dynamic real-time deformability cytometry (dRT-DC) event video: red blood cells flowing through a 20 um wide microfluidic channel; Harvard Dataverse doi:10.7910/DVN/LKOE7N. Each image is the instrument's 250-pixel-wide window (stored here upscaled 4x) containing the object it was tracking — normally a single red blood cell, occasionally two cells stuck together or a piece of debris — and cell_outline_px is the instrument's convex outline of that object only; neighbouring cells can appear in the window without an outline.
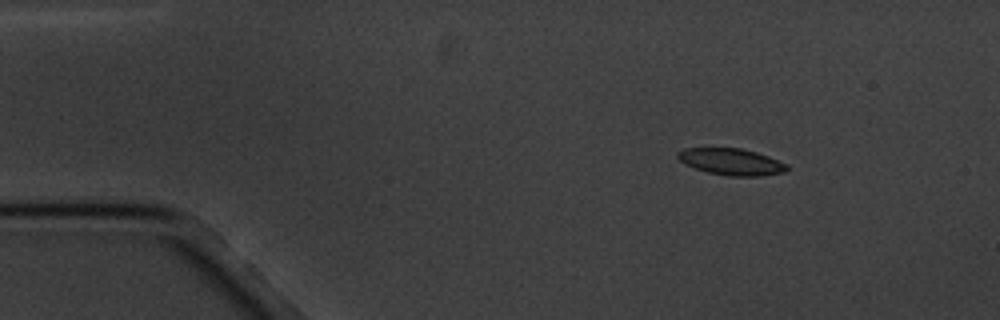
{"species": "common noctule bat (a hibernating species)", "species_latin": "Nyctalus noctula", "temperature_condition": "cold", "stored_images_in_passage": 6, "camera_frame_rate_fps": 3000, "um_per_image_px": 0.085, "animal": {"sex": "male", "body_mass_g": 20.1, "forearm_length_mm": 53.5}, "frame": {"image": 1, "passage_image": 3, "time_ms": 2.333, "image_size_px": [1000, 320], "cell_outline_px": [[792, 168], [784, 172], [760, 176], [728, 176], [708, 172], [696, 168], [680, 160], [676, 156], [676, 152], [684, 148], [740, 148], [756, 152], [768, 156], [788, 164]], "centroid_in_image_um": [62.21, 13.75], "position_along_channel_um": 22.8, "area_um2": 16.94}}
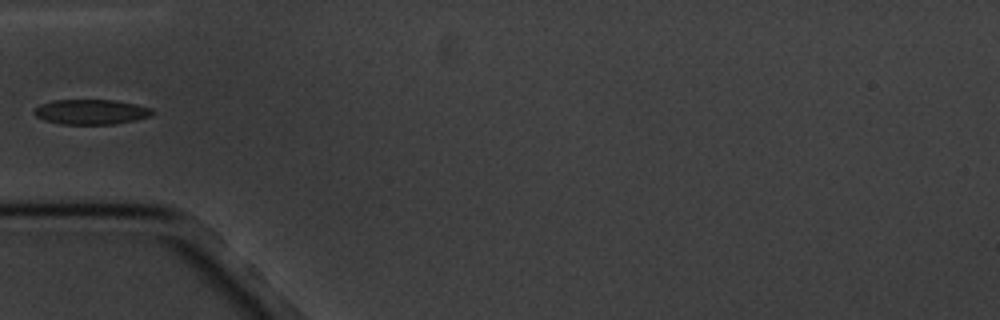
{"frame": {"image": 2, "passage_image": 6, "time_ms": 6.0, "image_size_px": [1000, 320], "cell_outline_px": [[156, 112], [148, 116], [136, 120], [112, 124], [60, 124], [44, 120], [36, 116], [32, 112], [40, 104], [52, 100], [116, 100], [136, 104], [152, 108]], "centroid_in_image_um": [7.74, 9.5], "position_along_channel_um": 77.3, "area_um2": 17.28}}